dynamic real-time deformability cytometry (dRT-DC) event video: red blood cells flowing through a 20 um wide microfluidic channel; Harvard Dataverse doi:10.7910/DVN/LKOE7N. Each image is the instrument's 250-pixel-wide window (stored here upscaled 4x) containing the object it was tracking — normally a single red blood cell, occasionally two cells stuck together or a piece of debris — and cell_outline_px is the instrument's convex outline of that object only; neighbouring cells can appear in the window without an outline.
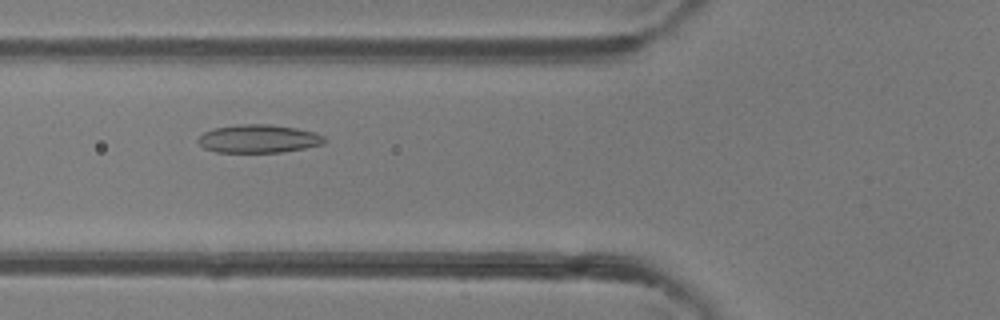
{"species": "common noctule bat (a hibernating species)", "species_latin": "Nyctalus noctula", "temperature_condition": "room temperature", "stored_images_in_passage": 48, "camera_frame_rate_fps": 3000, "um_per_image_px": 0.085, "animal": {"sex": "female"}, "frame": {"image": 1, "passage_image": 18, "time_ms": 5.667, "image_size_px": [1000, 320], "cell_outline_px": [[328, 140], [324, 144], [304, 148], [280, 152], [216, 152], [204, 148], [196, 140], [204, 132], [212, 128], [240, 124], [268, 124], [296, 128], [316, 132], [324, 136]], "centroid_in_image_um": [21.99, 11.79], "position_along_channel_um": 103.8, "area_um2": 20.87}}
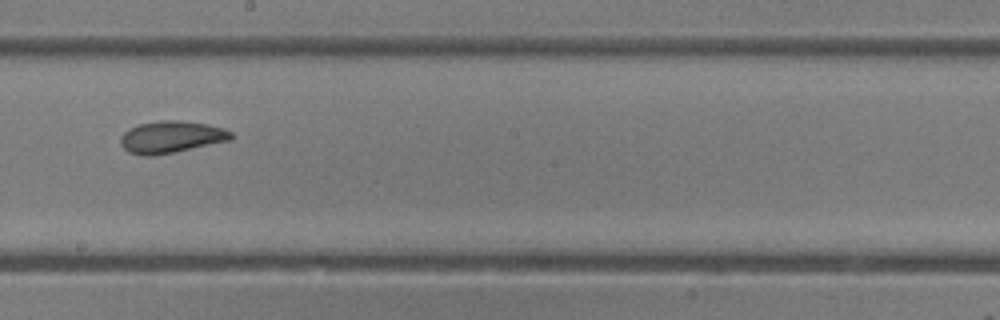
{"frame": {"image": 2, "passage_image": 27, "time_ms": 8.667, "image_size_px": [1000, 320], "cell_outline_px": [[236, 136], [232, 140], [176, 152], [152, 156], [144, 156], [128, 152], [120, 144], [120, 136], [128, 128], [136, 124], [160, 120], [180, 120], [208, 124], [224, 128], [232, 132]], "centroid_in_image_um": [14.57, 11.64], "position_along_channel_um": 233.6, "area_um2": 21.1}}
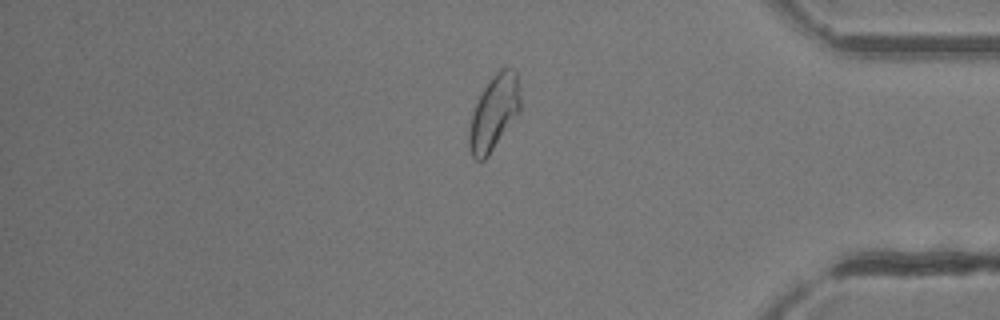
{"frame": {"image": 3, "passage_image": 40, "time_ms": 13.0, "image_size_px": [1000, 320], "cell_outline_px": [[520, 112], [488, 156], [484, 160], [476, 160], [472, 156], [468, 148], [468, 128], [472, 112], [484, 88], [492, 76], [500, 68], [512, 68], [516, 72], [520, 96]], "centroid_in_image_um": [41.97, 9.6], "position_along_channel_um": 393.2, "area_um2": 22.37}, "authors_computed_cell_mechanics": {"area_um2": 22.3397, "velocity_mm_per_s": 4.309, "shape_relaxation_time_tau1_ms": null, "shape_relaxation_time_tau2_ms": 1.6876, "deformation_change_tau1": null, "deformation_change_tau2": 0.0807}}